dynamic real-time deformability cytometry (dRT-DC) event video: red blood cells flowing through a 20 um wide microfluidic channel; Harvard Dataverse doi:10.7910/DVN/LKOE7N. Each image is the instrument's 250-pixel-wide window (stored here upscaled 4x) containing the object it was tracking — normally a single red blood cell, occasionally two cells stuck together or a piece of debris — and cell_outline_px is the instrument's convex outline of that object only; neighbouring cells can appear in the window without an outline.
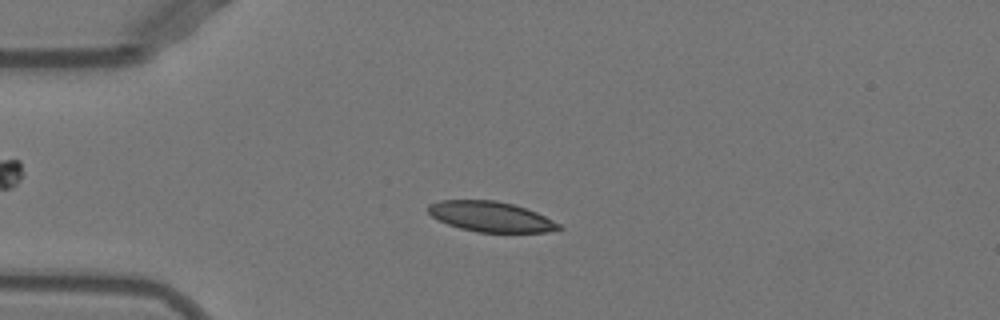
{"species": "Egyptian fruit bat (a non-hibernating species)", "species_latin": "Rousettus aegyptiacus", "temperature_condition": "warm", "stored_images_in_passage": 51, "camera_frame_rate_fps": 3000, "um_per_image_px": 0.085, "animal": {"sex": "female"}, "frame": {"image": 1, "passage_image": 12, "time_ms": 3.667, "image_size_px": [1000, 320], "cell_outline_px": [[564, 228], [548, 232], [476, 232], [460, 228], [448, 224], [432, 216], [428, 212], [428, 204], [440, 200], [496, 200], [512, 204], [536, 212], [560, 224]], "centroid_in_image_um": [41.71, 18.41], "position_along_channel_um": 43.3, "area_um2": 22.89}}
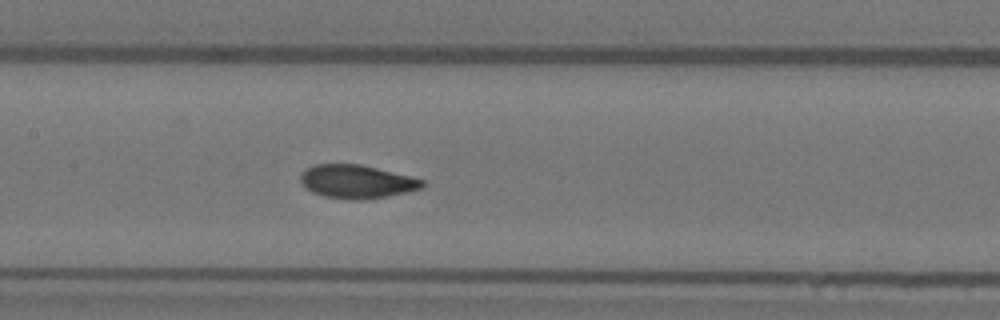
{"frame": {"image": 2, "passage_image": 24, "time_ms": 7.667, "image_size_px": [1000, 320], "cell_outline_px": [[424, 188], [408, 192], [388, 196], [364, 200], [348, 200], [324, 196], [312, 192], [300, 180], [300, 176], [304, 168], [312, 164], [360, 164], [424, 180]], "centroid_in_image_um": [30.31, 15.44], "position_along_channel_um": 177.1, "area_um2": 23.76}}
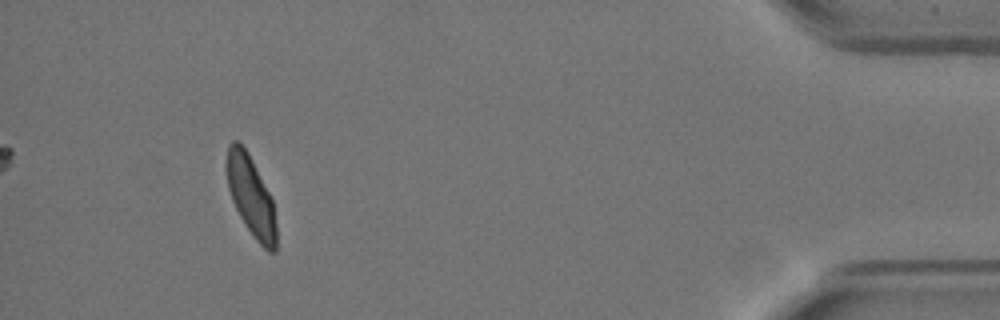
{"frame": {"image": 3, "passage_image": 47, "time_ms": 15.333, "image_size_px": [1000, 320], "cell_outline_px": [[276, 252], [268, 252], [256, 240], [244, 224], [232, 200], [228, 188], [224, 164], [228, 144], [232, 140], [240, 140], [248, 152], [272, 200], [276, 224]], "centroid_in_image_um": [21.29, 16.62], "position_along_channel_um": 413.9, "area_um2": 23.35}, "authors_computed_cell_mechanics": {"area_um2": 23.4668, "velocity_mm_per_s": 3.907, "shape_relaxation_time_tau1_ms": 3.0841, "shape_relaxation_time_tau2_ms": 0.7788, "deformation_change_tau1": 0.1466, "deformation_change_tau2": 0.0451}}